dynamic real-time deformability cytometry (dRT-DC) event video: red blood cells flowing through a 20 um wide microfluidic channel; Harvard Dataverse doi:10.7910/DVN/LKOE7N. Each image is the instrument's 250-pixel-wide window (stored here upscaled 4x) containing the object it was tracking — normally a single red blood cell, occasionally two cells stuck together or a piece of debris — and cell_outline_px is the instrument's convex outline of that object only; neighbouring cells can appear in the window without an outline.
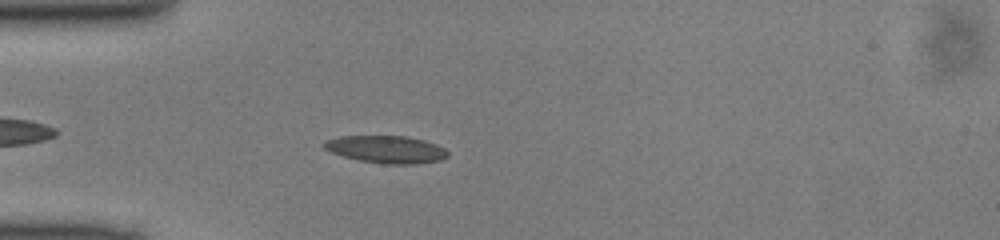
{"species": "common noctule bat (a hibernating species)", "species_latin": "Nyctalus noctula", "temperature_condition": "cold", "stored_images_in_passage": 34, "camera_frame_rate_fps": 3000, "um_per_image_px": 0.085, "animal": {"sex": "male", "body_mass_g": 13.0, "forearm_length_mm": 53.1}, "frame": {"image": 1, "passage_image": 6, "time_ms": 1.667, "image_size_px": [1000, 240], "cell_outline_px": [[448, 156], [440, 160], [416, 164], [384, 164], [360, 160], [344, 156], [332, 152], [324, 148], [324, 140], [340, 136], [408, 136], [424, 140], [436, 144], [444, 148], [448, 152]], "centroid_in_image_um": [32.85, 12.69], "position_along_channel_um": 52.1, "area_um2": 19.71}}
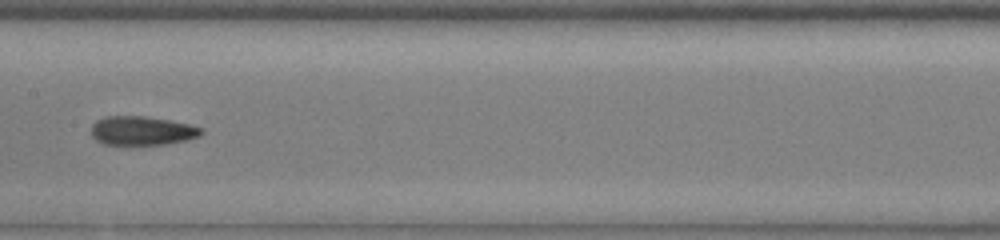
{"frame": {"image": 2, "passage_image": 17, "time_ms": 5.333, "image_size_px": [1000, 240], "cell_outline_px": [[204, 132], [200, 136], [184, 140], [164, 144], [104, 144], [96, 140], [92, 136], [92, 124], [96, 120], [104, 116], [144, 116], [168, 120], [188, 124], [204, 128]], "centroid_in_image_um": [12.06, 11.1], "position_along_channel_um": 195.3, "area_um2": 18.44}}
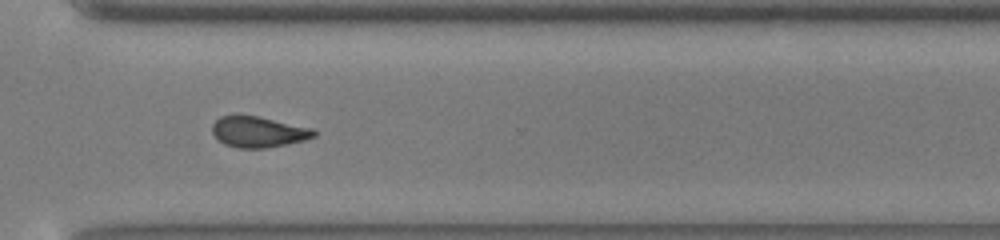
{"frame": {"image": 3, "passage_image": 28, "time_ms": 9.0, "image_size_px": [1000, 240], "cell_outline_px": [[316, 136], [304, 140], [288, 144], [264, 148], [240, 148], [224, 144], [212, 132], [212, 124], [220, 116], [256, 116], [312, 128], [316, 132]], "centroid_in_image_um": [21.97, 11.22], "position_along_channel_um": 348.6, "area_um2": 17.98}}